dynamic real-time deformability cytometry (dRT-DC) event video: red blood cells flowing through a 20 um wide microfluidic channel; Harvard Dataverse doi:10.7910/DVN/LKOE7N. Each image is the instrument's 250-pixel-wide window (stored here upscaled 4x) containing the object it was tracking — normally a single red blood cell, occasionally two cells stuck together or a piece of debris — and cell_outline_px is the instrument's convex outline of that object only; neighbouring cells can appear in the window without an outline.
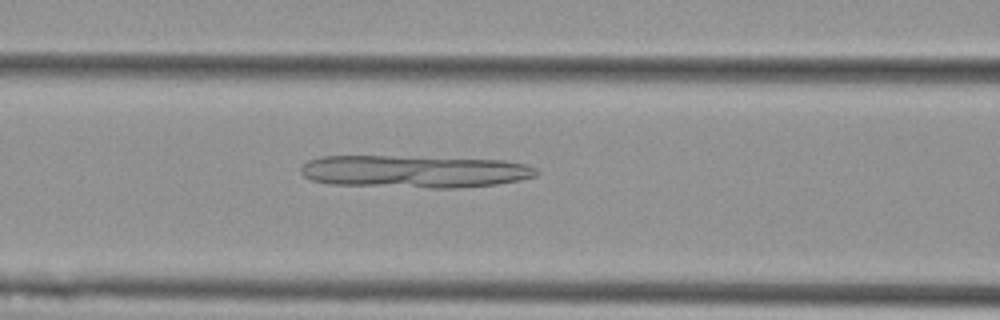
{"species": "Egyptian fruit bat (a non-hibernating species)", "species_latin": "Rousettus aegyptiacus", "temperature_condition": "cold", "stored_images_in_passage": 53, "camera_frame_rate_fps": 3000, "um_per_image_px": 0.085, "animal": {"sex": "female"}, "frame": {"image": 1, "passage_image": 22, "time_ms": 7.0, "image_size_px": [1000, 320], "cell_outline_px": [[540, 172], [536, 176], [520, 180], [496, 184], [460, 188], [428, 188], [332, 184], [312, 180], [304, 176], [300, 172], [300, 168], [308, 160], [320, 156], [392, 156], [504, 160], [524, 164], [536, 168]], "centroid_in_image_um": [35.22, 14.58], "position_along_channel_um": 131.4, "area_um2": 44.74}}
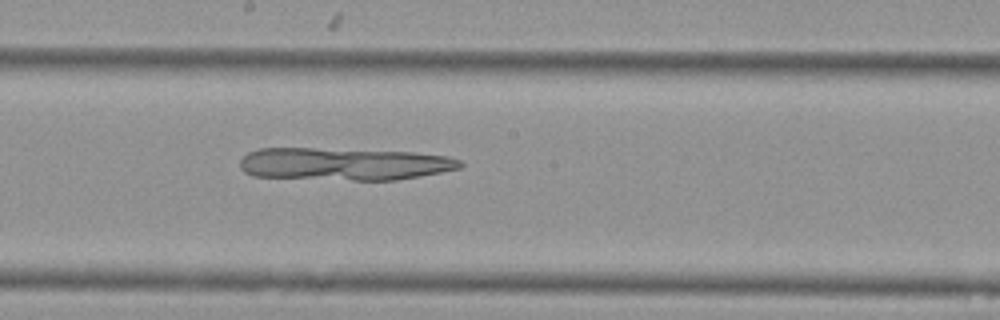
{"frame": {"image": 2, "passage_image": 29, "time_ms": 9.333, "image_size_px": [1000, 320], "cell_outline_px": [[464, 164], [460, 168], [420, 176], [396, 180], [352, 180], [252, 176], [244, 172], [240, 168], [240, 160], [248, 152], [260, 148], [312, 148], [412, 152], [448, 156], [460, 160]], "centroid_in_image_um": [29.22, 13.94], "position_along_channel_um": 219.0, "area_um2": 41.73}}
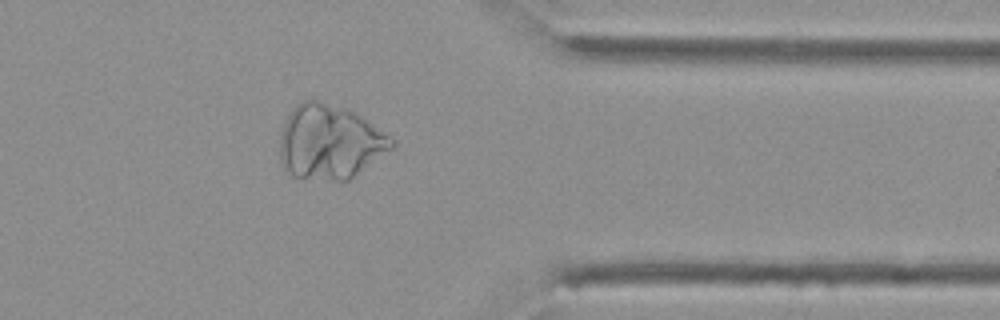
{"frame": {"image": 3, "passage_image": 43, "time_ms": 14.0, "image_size_px": [1000, 320], "cell_outline_px": [[396, 144], [392, 148], [348, 180], [332, 180], [292, 176], [280, 164], [280, 136], [284, 124], [292, 108], [296, 104], [304, 100], [320, 100], [356, 112], [396, 140]], "centroid_in_image_um": [28.02, 12.05], "position_along_channel_um": 383.4, "area_um2": 48.38}}